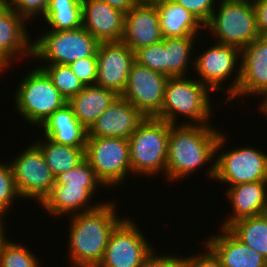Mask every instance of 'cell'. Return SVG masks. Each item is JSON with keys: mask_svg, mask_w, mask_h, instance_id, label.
<instances>
[{"mask_svg": "<svg viewBox=\"0 0 267 267\" xmlns=\"http://www.w3.org/2000/svg\"><path fill=\"white\" fill-rule=\"evenodd\" d=\"M85 159L105 187L119 185L132 174L126 138L87 137Z\"/></svg>", "mask_w": 267, "mask_h": 267, "instance_id": "ba28073f", "label": "cell"}, {"mask_svg": "<svg viewBox=\"0 0 267 267\" xmlns=\"http://www.w3.org/2000/svg\"><path fill=\"white\" fill-rule=\"evenodd\" d=\"M43 19L55 31L75 30L82 27L81 0H49Z\"/></svg>", "mask_w": 267, "mask_h": 267, "instance_id": "4316f807", "label": "cell"}, {"mask_svg": "<svg viewBox=\"0 0 267 267\" xmlns=\"http://www.w3.org/2000/svg\"><path fill=\"white\" fill-rule=\"evenodd\" d=\"M267 41V31L261 35Z\"/></svg>", "mask_w": 267, "mask_h": 267, "instance_id": "7dc6e473", "label": "cell"}, {"mask_svg": "<svg viewBox=\"0 0 267 267\" xmlns=\"http://www.w3.org/2000/svg\"><path fill=\"white\" fill-rule=\"evenodd\" d=\"M103 202L98 208L71 215L68 250L74 267H97L101 262L109 238L124 219L117 216L115 203Z\"/></svg>", "mask_w": 267, "mask_h": 267, "instance_id": "7a4b0ae2", "label": "cell"}, {"mask_svg": "<svg viewBox=\"0 0 267 267\" xmlns=\"http://www.w3.org/2000/svg\"><path fill=\"white\" fill-rule=\"evenodd\" d=\"M199 36L166 38V76L183 77L189 73L195 39ZM195 42V43H194ZM191 58V59H190ZM188 69V70H187Z\"/></svg>", "mask_w": 267, "mask_h": 267, "instance_id": "f1b7e54d", "label": "cell"}, {"mask_svg": "<svg viewBox=\"0 0 267 267\" xmlns=\"http://www.w3.org/2000/svg\"><path fill=\"white\" fill-rule=\"evenodd\" d=\"M30 248L7 240L0 245V267H40Z\"/></svg>", "mask_w": 267, "mask_h": 267, "instance_id": "4dcf8cb0", "label": "cell"}, {"mask_svg": "<svg viewBox=\"0 0 267 267\" xmlns=\"http://www.w3.org/2000/svg\"><path fill=\"white\" fill-rule=\"evenodd\" d=\"M17 190L22 199L29 198L42 203L55 185V176L50 171L40 148L33 142L9 162Z\"/></svg>", "mask_w": 267, "mask_h": 267, "instance_id": "30bf717a", "label": "cell"}, {"mask_svg": "<svg viewBox=\"0 0 267 267\" xmlns=\"http://www.w3.org/2000/svg\"><path fill=\"white\" fill-rule=\"evenodd\" d=\"M240 82L229 99L267 93V41L259 36L240 50Z\"/></svg>", "mask_w": 267, "mask_h": 267, "instance_id": "9a60e30c", "label": "cell"}, {"mask_svg": "<svg viewBox=\"0 0 267 267\" xmlns=\"http://www.w3.org/2000/svg\"><path fill=\"white\" fill-rule=\"evenodd\" d=\"M10 7L26 20L44 16L49 0H8Z\"/></svg>", "mask_w": 267, "mask_h": 267, "instance_id": "d590c367", "label": "cell"}, {"mask_svg": "<svg viewBox=\"0 0 267 267\" xmlns=\"http://www.w3.org/2000/svg\"><path fill=\"white\" fill-rule=\"evenodd\" d=\"M210 92L198 78L171 77L165 86L162 109L155 118L176 125L177 116L182 115L190 120L180 124L209 125L213 111Z\"/></svg>", "mask_w": 267, "mask_h": 267, "instance_id": "3957f363", "label": "cell"}, {"mask_svg": "<svg viewBox=\"0 0 267 267\" xmlns=\"http://www.w3.org/2000/svg\"><path fill=\"white\" fill-rule=\"evenodd\" d=\"M225 192L232 205V212L223 221L221 228H228L233 222L252 216L261 215L267 204V181L241 183L227 187Z\"/></svg>", "mask_w": 267, "mask_h": 267, "instance_id": "7402d4cb", "label": "cell"}, {"mask_svg": "<svg viewBox=\"0 0 267 267\" xmlns=\"http://www.w3.org/2000/svg\"><path fill=\"white\" fill-rule=\"evenodd\" d=\"M214 127V128H213ZM179 124L171 125L165 177L169 181L181 180L195 173L205 163L213 162L206 171L214 179L217 152L224 148L226 135L215 126ZM221 132V133H220Z\"/></svg>", "mask_w": 267, "mask_h": 267, "instance_id": "6da1fadb", "label": "cell"}, {"mask_svg": "<svg viewBox=\"0 0 267 267\" xmlns=\"http://www.w3.org/2000/svg\"><path fill=\"white\" fill-rule=\"evenodd\" d=\"M159 0H136L137 3H155Z\"/></svg>", "mask_w": 267, "mask_h": 267, "instance_id": "bcb514c9", "label": "cell"}, {"mask_svg": "<svg viewBox=\"0 0 267 267\" xmlns=\"http://www.w3.org/2000/svg\"><path fill=\"white\" fill-rule=\"evenodd\" d=\"M204 252L201 254L192 255L189 257H183L182 262L184 267H223L220 260L215 254L205 246Z\"/></svg>", "mask_w": 267, "mask_h": 267, "instance_id": "74e56055", "label": "cell"}, {"mask_svg": "<svg viewBox=\"0 0 267 267\" xmlns=\"http://www.w3.org/2000/svg\"><path fill=\"white\" fill-rule=\"evenodd\" d=\"M170 124L155 117L145 118L129 137L130 166L135 175L166 173Z\"/></svg>", "mask_w": 267, "mask_h": 267, "instance_id": "277c9868", "label": "cell"}, {"mask_svg": "<svg viewBox=\"0 0 267 267\" xmlns=\"http://www.w3.org/2000/svg\"><path fill=\"white\" fill-rule=\"evenodd\" d=\"M221 230L217 236L211 235L208 241L205 239V246L223 267H267V260L257 251L241 242L228 228Z\"/></svg>", "mask_w": 267, "mask_h": 267, "instance_id": "ffe728a7", "label": "cell"}, {"mask_svg": "<svg viewBox=\"0 0 267 267\" xmlns=\"http://www.w3.org/2000/svg\"><path fill=\"white\" fill-rule=\"evenodd\" d=\"M163 40L155 3H137L126 14L121 42L133 52Z\"/></svg>", "mask_w": 267, "mask_h": 267, "instance_id": "2e32d148", "label": "cell"}, {"mask_svg": "<svg viewBox=\"0 0 267 267\" xmlns=\"http://www.w3.org/2000/svg\"><path fill=\"white\" fill-rule=\"evenodd\" d=\"M145 118L129 101L118 95L88 129V137L129 139Z\"/></svg>", "mask_w": 267, "mask_h": 267, "instance_id": "e0dca14e", "label": "cell"}, {"mask_svg": "<svg viewBox=\"0 0 267 267\" xmlns=\"http://www.w3.org/2000/svg\"><path fill=\"white\" fill-rule=\"evenodd\" d=\"M25 21L28 22L10 7L8 0H0V55L9 64L16 56L33 55V41L29 40Z\"/></svg>", "mask_w": 267, "mask_h": 267, "instance_id": "d6986e66", "label": "cell"}, {"mask_svg": "<svg viewBox=\"0 0 267 267\" xmlns=\"http://www.w3.org/2000/svg\"><path fill=\"white\" fill-rule=\"evenodd\" d=\"M16 198H21L9 162H0V212L9 213L10 206Z\"/></svg>", "mask_w": 267, "mask_h": 267, "instance_id": "836d02e7", "label": "cell"}, {"mask_svg": "<svg viewBox=\"0 0 267 267\" xmlns=\"http://www.w3.org/2000/svg\"><path fill=\"white\" fill-rule=\"evenodd\" d=\"M82 26L100 43L121 42L125 13L100 0H81Z\"/></svg>", "mask_w": 267, "mask_h": 267, "instance_id": "ac0fdd59", "label": "cell"}, {"mask_svg": "<svg viewBox=\"0 0 267 267\" xmlns=\"http://www.w3.org/2000/svg\"><path fill=\"white\" fill-rule=\"evenodd\" d=\"M134 62V52L126 44L100 43L97 50L96 85L121 95Z\"/></svg>", "mask_w": 267, "mask_h": 267, "instance_id": "5bb4252c", "label": "cell"}, {"mask_svg": "<svg viewBox=\"0 0 267 267\" xmlns=\"http://www.w3.org/2000/svg\"><path fill=\"white\" fill-rule=\"evenodd\" d=\"M236 1H245V2H255V1H257V0H236Z\"/></svg>", "mask_w": 267, "mask_h": 267, "instance_id": "c3c4849f", "label": "cell"}, {"mask_svg": "<svg viewBox=\"0 0 267 267\" xmlns=\"http://www.w3.org/2000/svg\"><path fill=\"white\" fill-rule=\"evenodd\" d=\"M191 12L205 25L211 18L217 3L216 0H173ZM215 4V6H213Z\"/></svg>", "mask_w": 267, "mask_h": 267, "instance_id": "8d00e7d4", "label": "cell"}, {"mask_svg": "<svg viewBox=\"0 0 267 267\" xmlns=\"http://www.w3.org/2000/svg\"><path fill=\"white\" fill-rule=\"evenodd\" d=\"M107 3L109 6L127 13L131 8H133L137 2L136 0H100Z\"/></svg>", "mask_w": 267, "mask_h": 267, "instance_id": "60d3db41", "label": "cell"}, {"mask_svg": "<svg viewBox=\"0 0 267 267\" xmlns=\"http://www.w3.org/2000/svg\"><path fill=\"white\" fill-rule=\"evenodd\" d=\"M33 68L19 82L14 105L29 125L40 127L53 112L68 102L41 68Z\"/></svg>", "mask_w": 267, "mask_h": 267, "instance_id": "8992f818", "label": "cell"}, {"mask_svg": "<svg viewBox=\"0 0 267 267\" xmlns=\"http://www.w3.org/2000/svg\"><path fill=\"white\" fill-rule=\"evenodd\" d=\"M210 20L204 25L215 43L231 45L240 50L259 36L252 2L219 0ZM217 8V9H216Z\"/></svg>", "mask_w": 267, "mask_h": 267, "instance_id": "5b68a950", "label": "cell"}, {"mask_svg": "<svg viewBox=\"0 0 267 267\" xmlns=\"http://www.w3.org/2000/svg\"><path fill=\"white\" fill-rule=\"evenodd\" d=\"M97 188L98 186L54 185L50 194L39 205L50 215L57 217L88 212L103 204L98 202L96 205H88L92 204L90 201Z\"/></svg>", "mask_w": 267, "mask_h": 267, "instance_id": "44dd1931", "label": "cell"}, {"mask_svg": "<svg viewBox=\"0 0 267 267\" xmlns=\"http://www.w3.org/2000/svg\"><path fill=\"white\" fill-rule=\"evenodd\" d=\"M155 4L163 38L198 36L200 28H204L196 16L173 0H159Z\"/></svg>", "mask_w": 267, "mask_h": 267, "instance_id": "d4e9b609", "label": "cell"}, {"mask_svg": "<svg viewBox=\"0 0 267 267\" xmlns=\"http://www.w3.org/2000/svg\"><path fill=\"white\" fill-rule=\"evenodd\" d=\"M262 217L267 222V204L264 206L263 211L261 212Z\"/></svg>", "mask_w": 267, "mask_h": 267, "instance_id": "f6af8a7d", "label": "cell"}, {"mask_svg": "<svg viewBox=\"0 0 267 267\" xmlns=\"http://www.w3.org/2000/svg\"><path fill=\"white\" fill-rule=\"evenodd\" d=\"M39 68L47 74L67 102L85 87L74 75L69 65L43 64L42 66L41 64Z\"/></svg>", "mask_w": 267, "mask_h": 267, "instance_id": "f546056e", "label": "cell"}, {"mask_svg": "<svg viewBox=\"0 0 267 267\" xmlns=\"http://www.w3.org/2000/svg\"><path fill=\"white\" fill-rule=\"evenodd\" d=\"M41 129L44 137L61 145L76 148L86 146L88 130L79 123L68 103L53 112L41 125Z\"/></svg>", "mask_w": 267, "mask_h": 267, "instance_id": "603a6c76", "label": "cell"}, {"mask_svg": "<svg viewBox=\"0 0 267 267\" xmlns=\"http://www.w3.org/2000/svg\"><path fill=\"white\" fill-rule=\"evenodd\" d=\"M225 152V153H224ZM214 158V180L234 186L241 183L267 181V153L251 146H240L220 152Z\"/></svg>", "mask_w": 267, "mask_h": 267, "instance_id": "8fae6325", "label": "cell"}, {"mask_svg": "<svg viewBox=\"0 0 267 267\" xmlns=\"http://www.w3.org/2000/svg\"><path fill=\"white\" fill-rule=\"evenodd\" d=\"M260 96H262L264 99L261 101L262 103L260 105L259 111H262L264 115H267V93Z\"/></svg>", "mask_w": 267, "mask_h": 267, "instance_id": "7bdbcfd3", "label": "cell"}, {"mask_svg": "<svg viewBox=\"0 0 267 267\" xmlns=\"http://www.w3.org/2000/svg\"><path fill=\"white\" fill-rule=\"evenodd\" d=\"M74 75L84 86L96 85L97 57H87L69 64Z\"/></svg>", "mask_w": 267, "mask_h": 267, "instance_id": "e575fe53", "label": "cell"}, {"mask_svg": "<svg viewBox=\"0 0 267 267\" xmlns=\"http://www.w3.org/2000/svg\"><path fill=\"white\" fill-rule=\"evenodd\" d=\"M255 11L256 24L259 34L262 35L267 31V0H257L253 2Z\"/></svg>", "mask_w": 267, "mask_h": 267, "instance_id": "ab89813d", "label": "cell"}, {"mask_svg": "<svg viewBox=\"0 0 267 267\" xmlns=\"http://www.w3.org/2000/svg\"><path fill=\"white\" fill-rule=\"evenodd\" d=\"M10 64L0 55V74L8 69ZM8 67V68H7ZM4 70V71H2Z\"/></svg>", "mask_w": 267, "mask_h": 267, "instance_id": "ee69618b", "label": "cell"}, {"mask_svg": "<svg viewBox=\"0 0 267 267\" xmlns=\"http://www.w3.org/2000/svg\"><path fill=\"white\" fill-rule=\"evenodd\" d=\"M5 216L6 215H4L3 213L0 212V245L7 238V235L5 234L6 231H4V226L6 225L5 222H4V217Z\"/></svg>", "mask_w": 267, "mask_h": 267, "instance_id": "b9f144b4", "label": "cell"}, {"mask_svg": "<svg viewBox=\"0 0 267 267\" xmlns=\"http://www.w3.org/2000/svg\"><path fill=\"white\" fill-rule=\"evenodd\" d=\"M130 219L124 217L115 227L97 267H141L154 247L140 232L137 222Z\"/></svg>", "mask_w": 267, "mask_h": 267, "instance_id": "7c38bea8", "label": "cell"}, {"mask_svg": "<svg viewBox=\"0 0 267 267\" xmlns=\"http://www.w3.org/2000/svg\"><path fill=\"white\" fill-rule=\"evenodd\" d=\"M228 229L267 260V222L262 215L237 220Z\"/></svg>", "mask_w": 267, "mask_h": 267, "instance_id": "83f0119b", "label": "cell"}, {"mask_svg": "<svg viewBox=\"0 0 267 267\" xmlns=\"http://www.w3.org/2000/svg\"><path fill=\"white\" fill-rule=\"evenodd\" d=\"M118 95L98 85L85 86L68 104L71 106L79 123L87 130L110 106Z\"/></svg>", "mask_w": 267, "mask_h": 267, "instance_id": "cb8c5ba5", "label": "cell"}, {"mask_svg": "<svg viewBox=\"0 0 267 267\" xmlns=\"http://www.w3.org/2000/svg\"><path fill=\"white\" fill-rule=\"evenodd\" d=\"M156 254V255H155ZM177 255H163L157 256L155 248L143 259L141 267H184L181 257Z\"/></svg>", "mask_w": 267, "mask_h": 267, "instance_id": "f35d334b", "label": "cell"}, {"mask_svg": "<svg viewBox=\"0 0 267 267\" xmlns=\"http://www.w3.org/2000/svg\"><path fill=\"white\" fill-rule=\"evenodd\" d=\"M45 32L33 41L32 59L37 58L47 64L69 65L79 59L97 57L100 42L83 26L75 30Z\"/></svg>", "mask_w": 267, "mask_h": 267, "instance_id": "52a82bcc", "label": "cell"}, {"mask_svg": "<svg viewBox=\"0 0 267 267\" xmlns=\"http://www.w3.org/2000/svg\"><path fill=\"white\" fill-rule=\"evenodd\" d=\"M213 45L192 60L191 68L199 75V81L211 91H222V83L229 79L234 72L232 83L227 87L229 100L237 91L240 82V49L231 45L212 43ZM239 59V60H238ZM238 62V63H237ZM238 69H236V66ZM237 70V71H236ZM201 78V80H200Z\"/></svg>", "mask_w": 267, "mask_h": 267, "instance_id": "9c48e42d", "label": "cell"}, {"mask_svg": "<svg viewBox=\"0 0 267 267\" xmlns=\"http://www.w3.org/2000/svg\"><path fill=\"white\" fill-rule=\"evenodd\" d=\"M134 60L141 66L166 75V38L159 43L135 50Z\"/></svg>", "mask_w": 267, "mask_h": 267, "instance_id": "1f68e13d", "label": "cell"}, {"mask_svg": "<svg viewBox=\"0 0 267 267\" xmlns=\"http://www.w3.org/2000/svg\"><path fill=\"white\" fill-rule=\"evenodd\" d=\"M34 143L40 148L50 171L55 178L74 168L85 159V148L61 145L45 137Z\"/></svg>", "mask_w": 267, "mask_h": 267, "instance_id": "484cf974", "label": "cell"}, {"mask_svg": "<svg viewBox=\"0 0 267 267\" xmlns=\"http://www.w3.org/2000/svg\"><path fill=\"white\" fill-rule=\"evenodd\" d=\"M169 77L134 62L128 80L120 95L146 118L156 117L163 106L165 86Z\"/></svg>", "mask_w": 267, "mask_h": 267, "instance_id": "4fadbf2b", "label": "cell"}, {"mask_svg": "<svg viewBox=\"0 0 267 267\" xmlns=\"http://www.w3.org/2000/svg\"><path fill=\"white\" fill-rule=\"evenodd\" d=\"M55 185L75 186H102V182L96 177L94 170L86 159L74 168L58 175L55 178Z\"/></svg>", "mask_w": 267, "mask_h": 267, "instance_id": "d6a6232c", "label": "cell"}]
</instances>
